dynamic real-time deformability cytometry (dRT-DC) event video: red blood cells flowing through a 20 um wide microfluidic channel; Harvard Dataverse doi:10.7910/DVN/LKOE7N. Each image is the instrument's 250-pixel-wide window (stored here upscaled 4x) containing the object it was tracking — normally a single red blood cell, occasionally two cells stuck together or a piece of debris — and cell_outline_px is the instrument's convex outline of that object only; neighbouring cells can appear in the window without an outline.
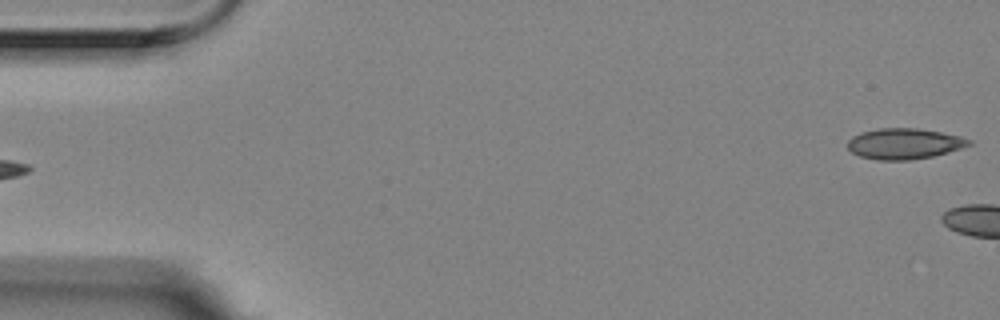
{"species": "Egyptian fruit bat (a non-hibernating species)", "species_latin": "Rousettus aegyptiacus", "temperature_condition": "room temperature", "stored_images_in_passage": 3, "camera_frame_rate_fps": 3000, "um_per_image_px": 0.085, "animal": {"sex": "female"}, "frame": {"image": 1, "passage_image": 3, "time_ms": 0.667, "image_size_px": [1000, 320], "cell_outline_px": [[972, 144], [948, 152], [932, 156], [908, 160], [876, 160], [860, 156], [852, 152], [848, 148], [848, 140], [852, 136], [860, 132], [880, 128], [916, 128], [940, 132], [960, 136], [972, 140]], "centroid_in_image_um": [76.84, 12.21], "position_along_channel_um": 8.2, "area_um2": 21.68}}